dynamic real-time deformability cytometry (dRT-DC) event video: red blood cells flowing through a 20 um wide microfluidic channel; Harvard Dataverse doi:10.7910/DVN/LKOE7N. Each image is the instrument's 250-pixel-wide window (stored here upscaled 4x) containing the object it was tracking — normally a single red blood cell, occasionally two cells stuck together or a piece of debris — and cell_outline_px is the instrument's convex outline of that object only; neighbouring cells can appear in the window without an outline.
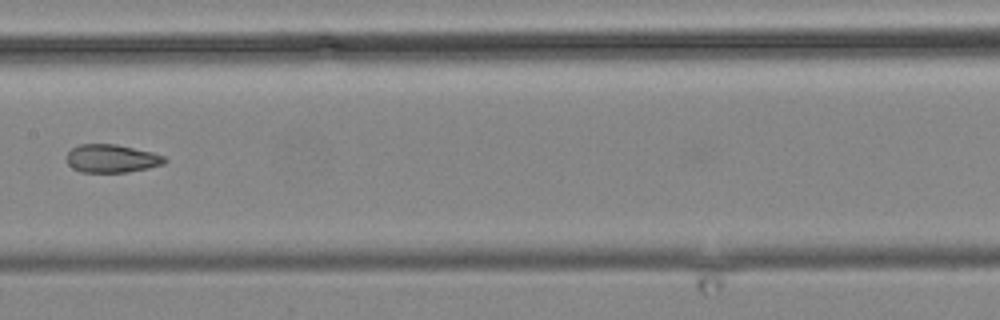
{"species": "common noctule bat (a hibernating species)", "species_latin": "Nyctalus noctula", "temperature_condition": "cold", "stored_images_in_passage": 13, "camera_frame_rate_fps": 3000, "um_per_image_px": 0.085, "animal": {"sex": "male", "body_mass_g": 19.2, "forearm_length_mm": 51.8}, "frame": {"image": 1, "passage_image": 13, "time_ms": 15.0, "image_size_px": [1000, 320], "cell_outline_px": [[168, 160], [164, 164], [148, 168], [128, 172], [80, 172], [72, 168], [68, 164], [68, 152], [72, 148], [80, 144], [116, 144], [152, 152], [164, 156]], "centroid_in_image_um": [9.51, 13.48], "position_along_channel_um": 197.9, "area_um2": 16.07}}